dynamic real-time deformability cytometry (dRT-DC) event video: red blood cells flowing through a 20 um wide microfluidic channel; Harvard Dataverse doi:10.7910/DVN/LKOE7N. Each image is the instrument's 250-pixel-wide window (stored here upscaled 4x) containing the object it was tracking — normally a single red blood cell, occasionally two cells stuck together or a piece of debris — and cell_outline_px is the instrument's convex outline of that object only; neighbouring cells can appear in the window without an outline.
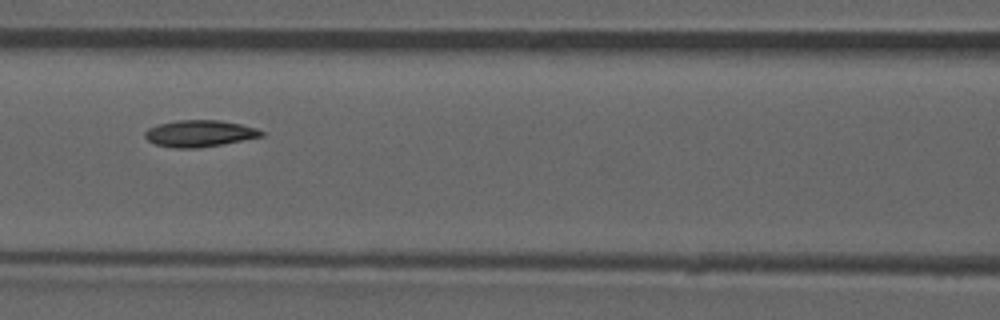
{"species": "common noctule bat (a hibernating species)", "species_latin": "Nyctalus noctula", "temperature_condition": "room temperature", "stored_images_in_passage": 52, "camera_frame_rate_fps": 3000, "um_per_image_px": 0.085, "animal": {"sex": "male", "forearm_length_mm": 52.5}, "frame": {"image": 1, "passage_image": 23, "time_ms": 7.333, "image_size_px": [1000, 320], "cell_outline_px": [[264, 136], [220, 144], [196, 148], [176, 148], [156, 144], [148, 140], [144, 136], [144, 132], [148, 128], [160, 124], [176, 120], [220, 120], [240, 124], [256, 128], [264, 132]], "centroid_in_image_um": [16.95, 11.34], "position_along_channel_um": 149.6, "area_um2": 17.86}, "authors_computed_cell_mechanics": {"area_um2": 17.8602, "velocity_mm_per_s": 3.9125, "shape_relaxation_time_tau1_ms": 7.4978, "shape_relaxation_time_tau2_ms": 5.3733, "deformation_change_tau1": 0.1479, "deformation_change_tau2": 0.0937}}